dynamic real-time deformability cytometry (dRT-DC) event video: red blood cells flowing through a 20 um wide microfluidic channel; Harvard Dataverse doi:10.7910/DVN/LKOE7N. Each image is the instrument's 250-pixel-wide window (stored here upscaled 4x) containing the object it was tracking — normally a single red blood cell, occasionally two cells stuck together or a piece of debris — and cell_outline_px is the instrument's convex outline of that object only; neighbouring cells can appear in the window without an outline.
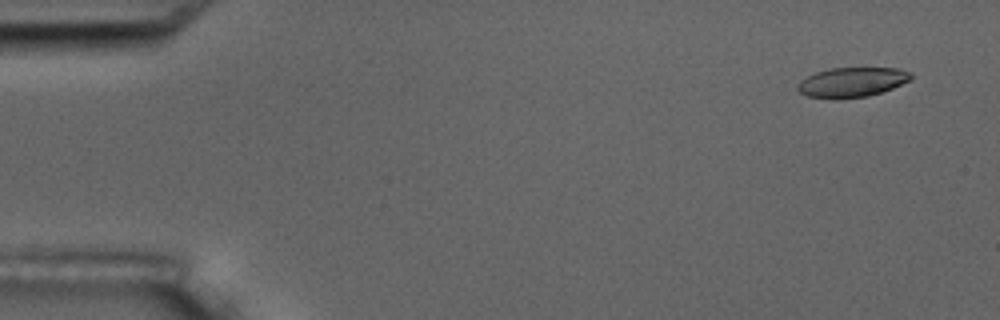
{"species": "common noctule bat (a hibernating species)", "species_latin": "Nyctalus noctula", "temperature_condition": "room temperature", "stored_images_in_passage": 4, "camera_frame_rate_fps": 3000, "um_per_image_px": 0.085, "animal": {"sex": "male", "body_mass_g": 17.5, "forearm_length_mm": 52.3}, "frame": {"image": 1, "passage_image": 1, "time_ms": 0.0, "image_size_px": [1000, 320], "cell_outline_px": [[912, 80], [892, 88], [868, 96], [836, 100], [832, 100], [808, 96], [800, 92], [796, 88], [800, 80], [816, 72], [832, 68], [900, 68], [912, 72]], "centroid_in_image_um": [72.43, 7.0], "position_along_channel_um": 12.6, "area_um2": 19.88}}
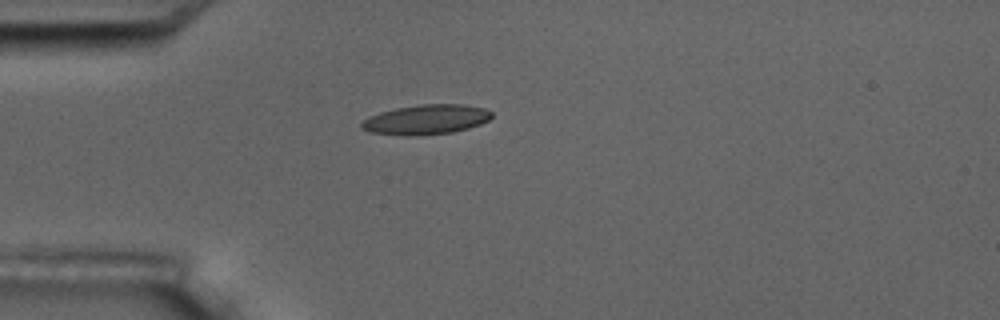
{"frame": {"image": 2, "passage_image": 4, "time_ms": 4.0, "image_size_px": [1000, 320], "cell_outline_px": [[492, 116], [488, 120], [480, 124], [468, 128], [452, 132], [416, 136], [404, 136], [372, 132], [360, 128], [360, 124], [368, 116], [380, 112], [396, 108], [420, 104], [460, 104], [484, 108], [492, 112]], "centroid_in_image_um": [36.2, 10.16], "position_along_channel_um": 48.8, "area_um2": 22.6}}